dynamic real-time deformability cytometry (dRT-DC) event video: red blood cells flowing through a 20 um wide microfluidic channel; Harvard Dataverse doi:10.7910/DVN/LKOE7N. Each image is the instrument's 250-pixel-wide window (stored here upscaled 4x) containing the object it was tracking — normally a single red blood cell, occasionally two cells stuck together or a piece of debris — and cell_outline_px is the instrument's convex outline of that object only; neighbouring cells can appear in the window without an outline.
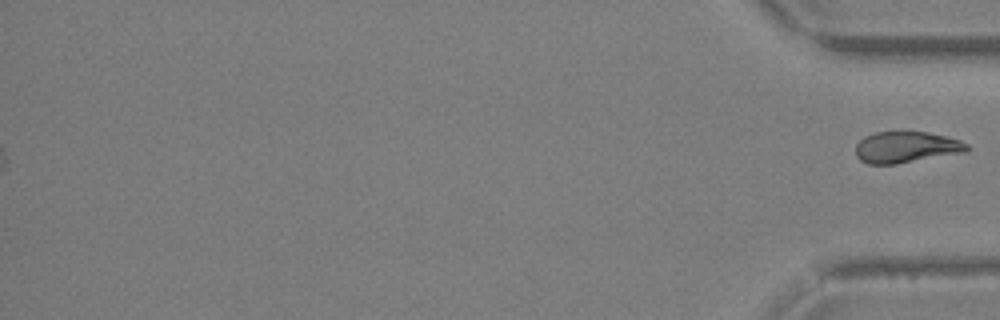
{"species": "Egyptian fruit bat (a non-hibernating species)", "species_latin": "Rousettus aegyptiacus", "temperature_condition": "warm", "stored_images_in_passage": 42, "segment_of_instrument_passage": [2, 2], "camera_frame_rate_fps": 3000, "um_per_image_px": 0.085, "animal": {"sex": "female"}, "frame": {"image": 1, "passage_image": 42, "time_ms": 13.667, "image_size_px": [1000, 320], "cell_outline_px": [[972, 148], [968, 152], [896, 164], [868, 164], [860, 160], [856, 156], [856, 144], [864, 136], [876, 132], [928, 132], [948, 136], [960, 140], [968, 144]], "centroid_in_image_um": [77.08, 12.51], "position_along_channel_um": 358.1, "area_um2": 20.58}}